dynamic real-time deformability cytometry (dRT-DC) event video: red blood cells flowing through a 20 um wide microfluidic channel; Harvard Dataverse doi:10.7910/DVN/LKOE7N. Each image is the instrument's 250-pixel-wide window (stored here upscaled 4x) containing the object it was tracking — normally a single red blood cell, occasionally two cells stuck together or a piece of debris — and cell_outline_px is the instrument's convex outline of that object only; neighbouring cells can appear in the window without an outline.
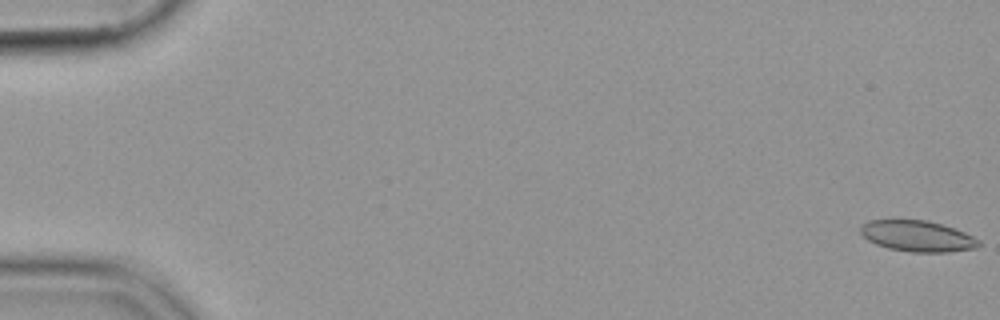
{"species": "common noctule bat (a hibernating species)", "species_latin": "Nyctalus noctula", "temperature_condition": "cold", "stored_images_in_passage": 55, "camera_frame_rate_fps": 3000, "um_per_image_px": 0.085, "animal": {"sex": "female", "body_mass_g": 19.9}, "frame": {"image": 1, "passage_image": 1, "time_ms": 0.0, "image_size_px": [1000, 320], "cell_outline_px": [[980, 244], [976, 248], [948, 252], [912, 252], [888, 248], [876, 244], [868, 240], [860, 232], [860, 228], [868, 220], [928, 220], [964, 232], [980, 240]], "centroid_in_image_um": [77.98, 20.07], "position_along_channel_um": 7.0, "area_um2": 21.15}}
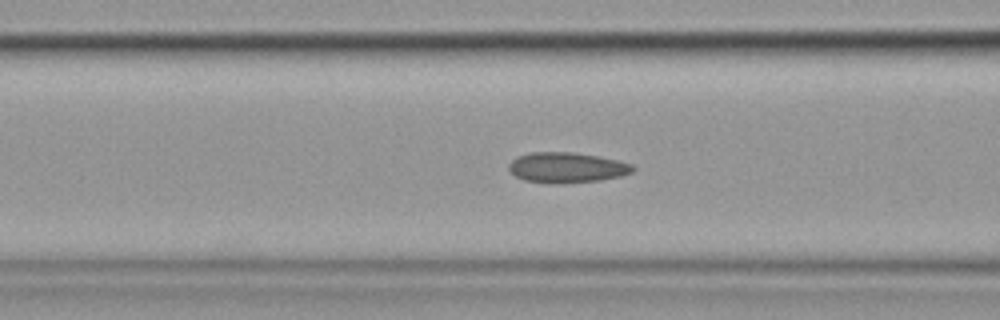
{"frame": {"image": 2, "passage_image": 23, "time_ms": 7.333, "image_size_px": [1000, 320], "cell_outline_px": [[636, 168], [632, 172], [620, 176], [600, 180], [556, 184], [544, 184], [524, 180], [516, 176], [508, 168], [508, 164], [516, 156], [532, 152], [572, 152], [596, 156], [616, 160], [632, 164]], "centroid_in_image_um": [48.14, 14.25], "position_along_channel_um": 118.5, "area_um2": 22.02}}
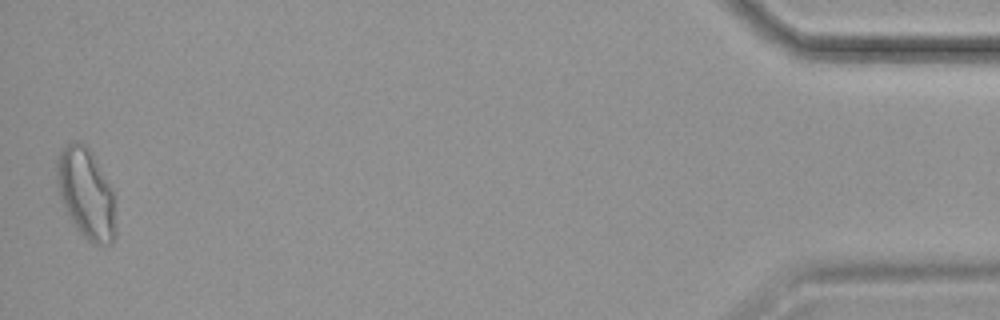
{"frame": {"image": 3, "passage_image": 55, "time_ms": 18.0, "image_size_px": [1000, 320], "cell_outline_px": [[116, 236], [108, 244], [96, 244], [88, 240], [76, 228], [60, 196], [56, 176], [56, 160], [60, 152], [72, 140], [80, 140], [92, 152], [112, 188], [116, 232]], "centroid_in_image_um": [7.32, 16.41], "position_along_channel_um": 427.9, "area_um2": 30.63}}